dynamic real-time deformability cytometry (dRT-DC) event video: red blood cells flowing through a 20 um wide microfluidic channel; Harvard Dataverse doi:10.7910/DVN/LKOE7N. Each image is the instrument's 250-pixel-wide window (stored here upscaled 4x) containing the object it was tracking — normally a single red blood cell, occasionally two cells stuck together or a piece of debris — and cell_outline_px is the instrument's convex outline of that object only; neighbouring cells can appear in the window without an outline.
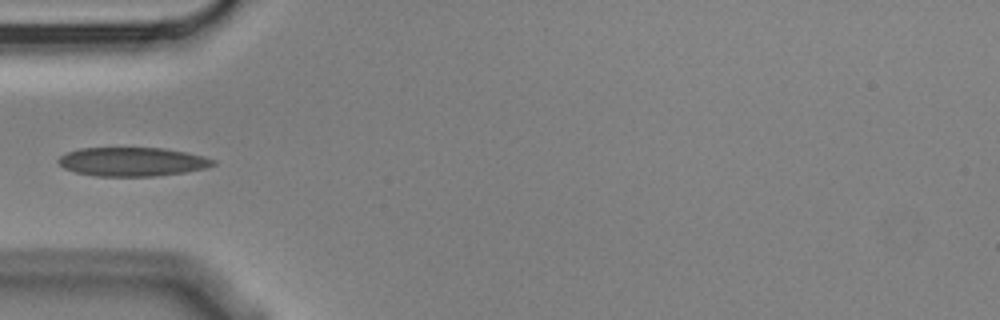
{"species": "Egyptian fruit bat (a non-hibernating species)", "species_latin": "Rousettus aegyptiacus", "temperature_condition": "cold", "stored_images_in_passage": 10, "camera_frame_rate_fps": 3000, "um_per_image_px": 0.085, "animal": {"sex": "male"}, "frame": {"image": 1, "passage_image": 4, "time_ms": 1.0, "image_size_px": [1000, 320], "cell_outline_px": [[216, 164], [208, 168], [184, 172], [156, 176], [96, 176], [76, 172], [64, 168], [56, 160], [60, 156], [68, 152], [80, 148], [164, 148], [204, 156], [216, 160]], "centroid_in_image_um": [11.27, 13.75], "position_along_channel_um": 73.7, "area_um2": 26.01}}
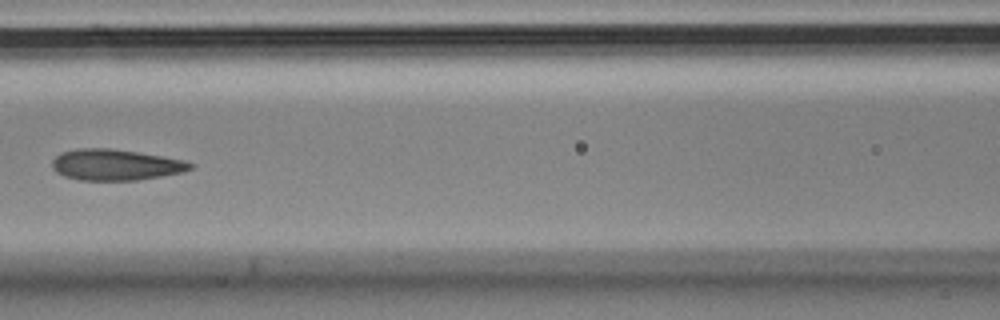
{"frame": {"image": 2, "passage_image": 6, "time_ms": 1.667, "image_size_px": [1000, 320], "cell_outline_px": [[196, 164], [192, 168], [184, 172], [136, 180], [80, 180], [64, 176], [56, 172], [52, 168], [52, 160], [60, 152], [80, 148], [108, 148], [136, 152], [184, 160]], "centroid_in_image_um": [9.8, 14.01], "position_along_channel_um": 156.8, "area_um2": 24.91}}
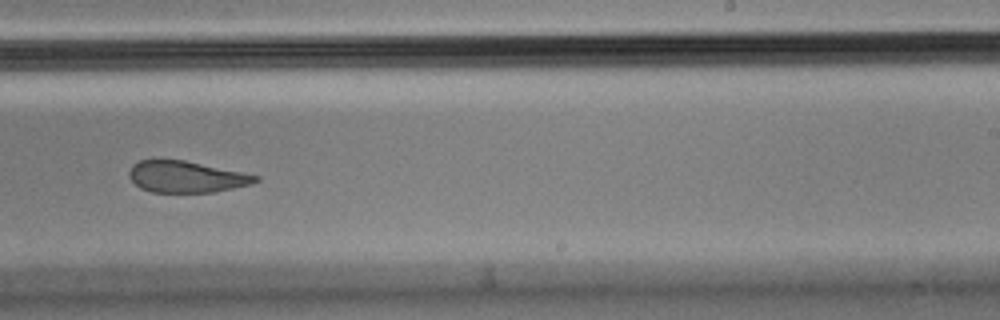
{"frame": {"image": 3, "passage_image": 9, "time_ms": 2.667, "image_size_px": [1000, 320], "cell_outline_px": [[260, 180], [252, 184], [216, 192], [152, 192], [140, 188], [128, 176], [128, 172], [132, 164], [140, 160], [160, 156], [184, 160], [260, 176]], "centroid_in_image_um": [15.78, 14.99], "position_along_channel_um": 273.2, "area_um2": 23.76}}